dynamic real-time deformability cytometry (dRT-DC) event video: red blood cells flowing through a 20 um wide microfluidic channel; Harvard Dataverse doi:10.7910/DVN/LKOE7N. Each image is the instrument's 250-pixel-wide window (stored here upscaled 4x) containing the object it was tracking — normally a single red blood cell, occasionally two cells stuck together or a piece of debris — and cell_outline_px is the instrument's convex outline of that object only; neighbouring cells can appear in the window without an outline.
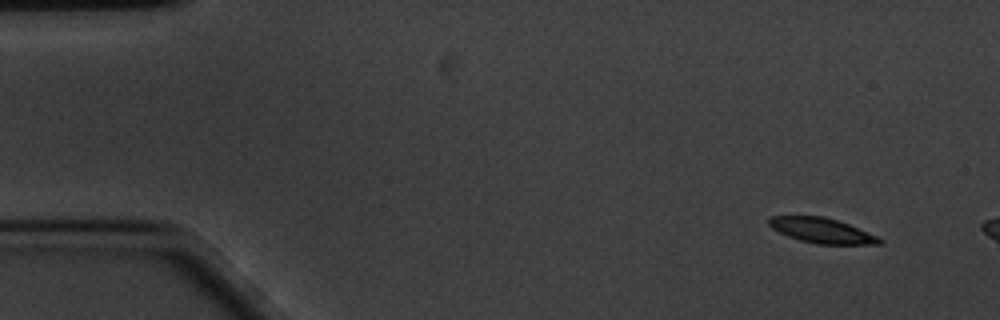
{"species": "common noctule bat (a hibernating species)", "species_latin": "Nyctalus noctula", "temperature_condition": "cold", "stored_images_in_passage": 10, "camera_frame_rate_fps": 3000, "um_per_image_px": 0.085, "animal": {"sex": "male", "body_mass_g": 20.1, "forearm_length_mm": 53.5}, "frame": {"image": 1, "passage_image": 4, "time_ms": 1.0, "image_size_px": [1000, 320], "cell_outline_px": [[884, 244], [816, 244], [800, 240], [788, 236], [772, 228], [768, 224], [768, 216], [824, 216], [848, 224], [876, 236], [884, 240]], "centroid_in_image_um": [69.84, 19.59], "position_along_channel_um": 15.2, "area_um2": 16.01}}